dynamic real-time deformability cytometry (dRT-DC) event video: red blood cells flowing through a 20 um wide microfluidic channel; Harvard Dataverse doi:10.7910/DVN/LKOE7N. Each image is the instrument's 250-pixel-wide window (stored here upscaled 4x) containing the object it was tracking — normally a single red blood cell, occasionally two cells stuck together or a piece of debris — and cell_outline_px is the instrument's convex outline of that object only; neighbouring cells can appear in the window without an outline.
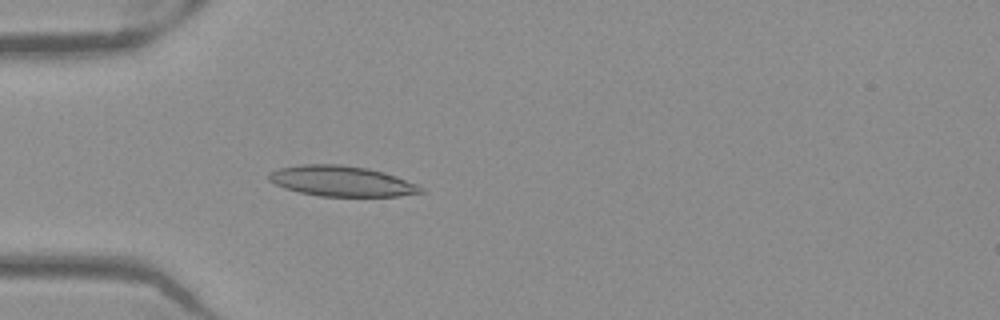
{"species": "Egyptian fruit bat (a non-hibernating species)", "species_latin": "Rousettus aegyptiacus", "temperature_condition": "warm", "stored_images_in_passage": 47, "camera_frame_rate_fps": 3000, "um_per_image_px": 0.085, "frame": {"image": 1, "passage_image": 11, "time_ms": 3.333, "image_size_px": [1000, 320], "cell_outline_px": [[424, 192], [400, 196], [320, 196], [300, 192], [284, 188], [268, 180], [268, 172], [280, 168], [300, 164], [340, 164], [368, 168], [384, 172], [396, 176], [416, 184], [424, 188]], "centroid_in_image_um": [29.03, 15.39], "position_along_channel_um": 56.0, "area_um2": 26.99}}
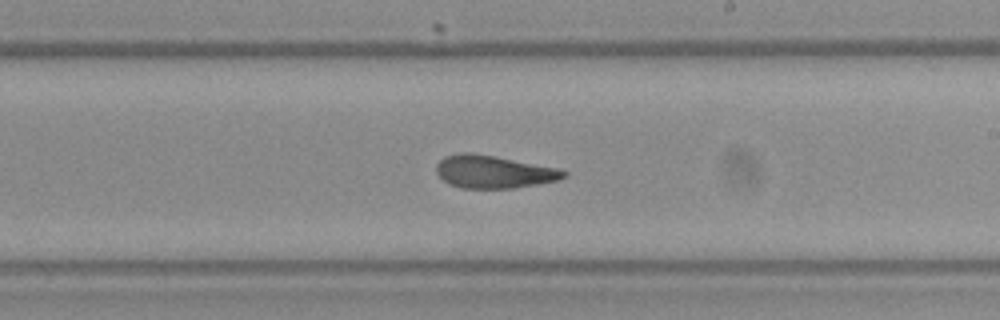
{"frame": {"image": 2, "passage_image": 26, "time_ms": 8.333, "image_size_px": [1000, 320], "cell_outline_px": [[568, 176], [560, 180], [516, 188], [460, 188], [448, 184], [436, 172], [436, 164], [444, 156], [460, 152], [472, 152], [560, 168], [568, 172]], "centroid_in_image_um": [41.98, 14.6], "position_along_channel_um": 247.0, "area_um2": 24.62}}
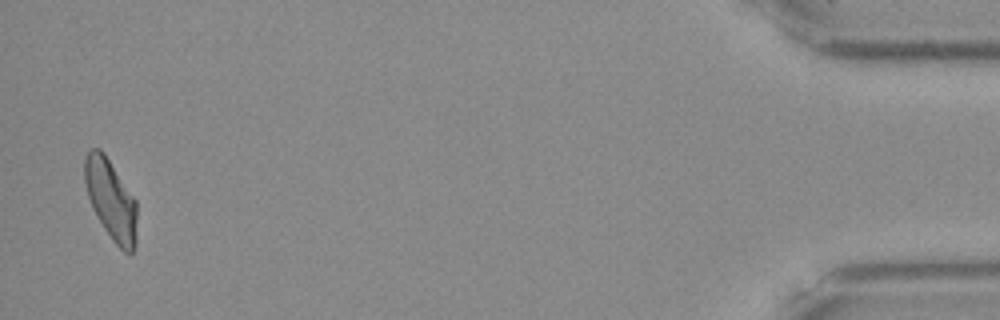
{"frame": {"image": 3, "passage_image": 46, "time_ms": 15.0, "image_size_px": [1000, 320], "cell_outline_px": [[136, 244], [132, 252], [124, 252], [112, 240], [104, 228], [92, 208], [88, 196], [84, 180], [84, 156], [92, 148], [100, 148], [104, 152], [136, 200]], "centroid_in_image_um": [9.42, 16.95], "position_along_channel_um": 425.8, "area_um2": 24.39}, "authors_computed_cell_mechanics": {"area_um2": 24.854, "velocity_mm_per_s": 3.9609, "shape_relaxation_time_tau1_ms": null, "shape_relaxation_time_tau2_ms": 2.4001, "deformation_change_tau1": null, "deformation_change_tau2": 0.0998}}